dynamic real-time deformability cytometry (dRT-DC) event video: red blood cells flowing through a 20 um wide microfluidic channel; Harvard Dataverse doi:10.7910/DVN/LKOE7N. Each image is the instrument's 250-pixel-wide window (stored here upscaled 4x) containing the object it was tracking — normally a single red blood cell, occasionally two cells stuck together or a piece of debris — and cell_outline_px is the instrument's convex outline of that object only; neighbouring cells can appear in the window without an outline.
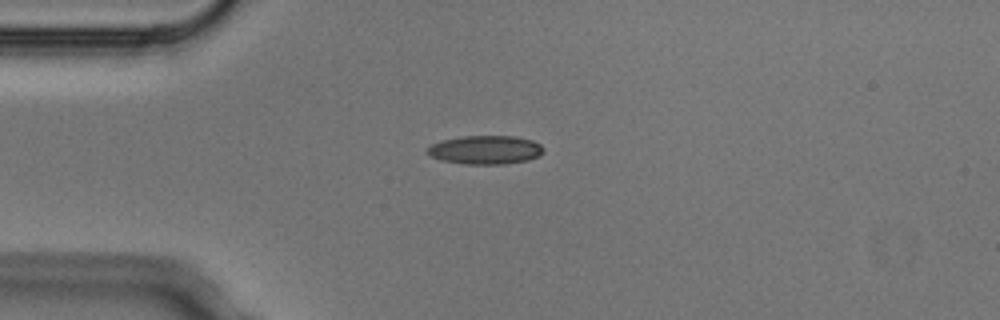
{"species": "Egyptian fruit bat (a non-hibernating species)", "species_latin": "Rousettus aegyptiacus", "temperature_condition": "cold", "stored_images_in_passage": 3, "camera_frame_rate_fps": 3000, "um_per_image_px": 0.085, "animal": {"sex": "male"}, "frame": {"image": 1, "passage_image": 1, "time_ms": 0.0, "image_size_px": [1000, 320], "cell_outline_px": [[544, 152], [540, 156], [528, 160], [504, 164], [464, 164], [440, 160], [428, 156], [424, 152], [424, 148], [440, 140], [460, 136], [516, 136], [532, 140], [540, 144], [544, 148]], "centroid_in_image_um": [41.21, 12.74], "position_along_channel_um": 43.8, "area_um2": 19.88}}
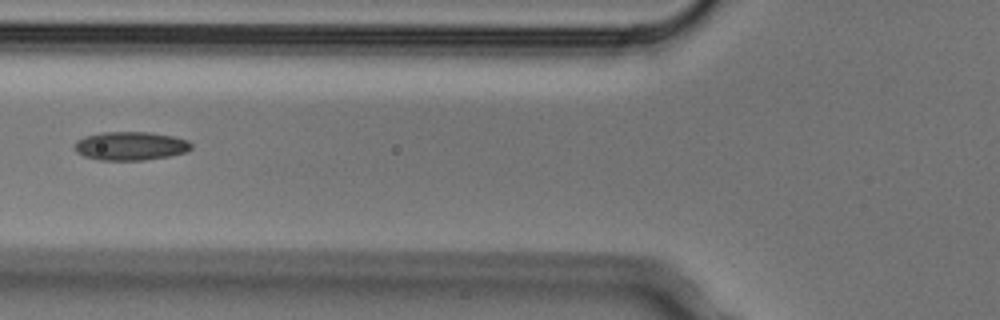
{"frame": {"image": 2, "passage_image": 3, "time_ms": 0.667, "image_size_px": [1000, 320], "cell_outline_px": [[192, 148], [188, 152], [168, 156], [144, 160], [100, 160], [84, 156], [76, 152], [76, 140], [84, 136], [104, 132], [148, 132], [172, 136], [188, 140], [192, 144]], "centroid_in_image_um": [11.11, 12.4], "position_along_channel_um": 114.7, "area_um2": 19.42}}